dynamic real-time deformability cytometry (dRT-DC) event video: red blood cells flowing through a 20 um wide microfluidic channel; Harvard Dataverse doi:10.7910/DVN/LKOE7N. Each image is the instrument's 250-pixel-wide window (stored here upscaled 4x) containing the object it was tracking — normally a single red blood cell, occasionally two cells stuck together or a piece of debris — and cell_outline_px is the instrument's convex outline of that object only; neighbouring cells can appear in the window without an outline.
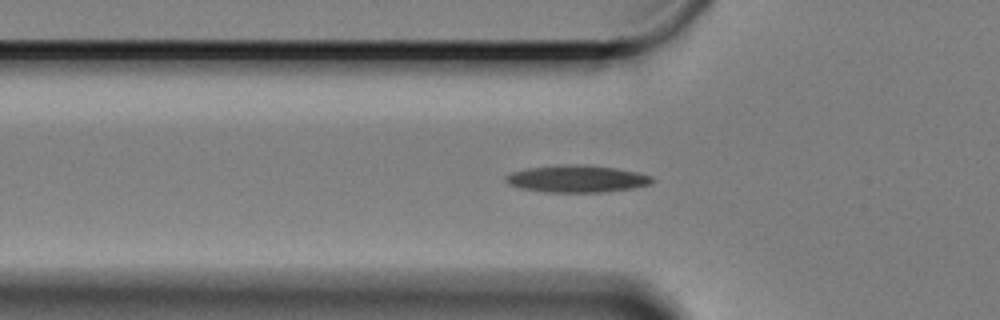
{"species": "Egyptian fruit bat (a non-hibernating species)", "species_latin": "Rousettus aegyptiacus", "temperature_condition": "cold", "stored_images_in_passage": 47, "segment_of_instrument_passage": [1, 2], "camera_frame_rate_fps": 3000, "um_per_image_px": 0.085, "animal": {"sex": "female"}, "frame": {"image": 1, "passage_image": 5, "time_ms": 1.333, "image_size_px": [1000, 320], "cell_outline_px": [[656, 180], [652, 184], [632, 188], [600, 192], [544, 192], [520, 188], [508, 184], [504, 180], [504, 176], [512, 172], [524, 168], [556, 164], [584, 164], [616, 168], [636, 172], [652, 176]], "centroid_in_image_um": [49.0, 15.18], "position_along_channel_um": 76.8, "area_um2": 23.52}}
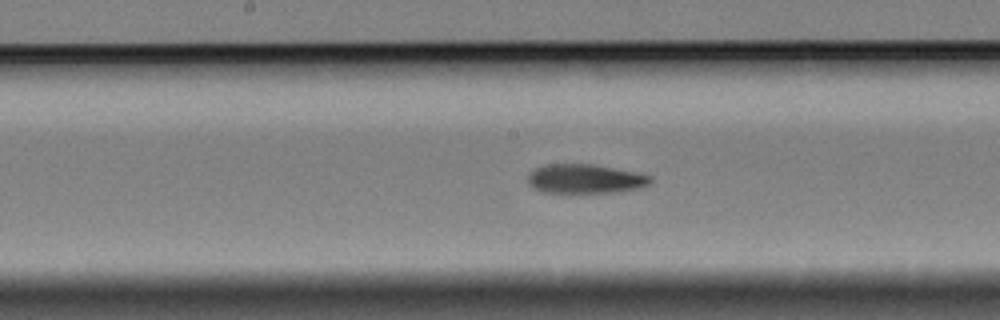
{"frame": {"image": 2, "passage_image": 16, "time_ms": 5.0, "image_size_px": [1000, 320], "cell_outline_px": [[652, 184], [640, 188], [620, 192], [568, 196], [564, 196], [544, 192], [532, 188], [528, 184], [528, 176], [536, 168], [544, 164], [592, 164], [640, 172], [652, 176]], "centroid_in_image_um": [49.76, 15.26], "position_along_channel_um": 198.4, "area_um2": 22.25}}
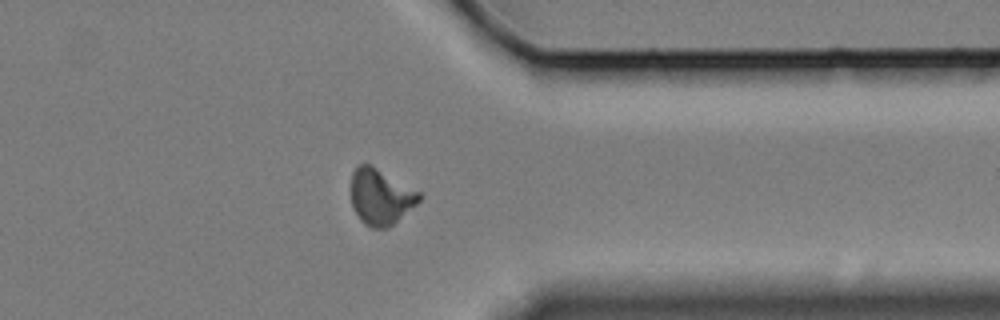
{"frame": {"image": 3, "passage_image": 33, "time_ms": 10.667, "image_size_px": [1000, 320], "cell_outline_px": [[424, 196], [416, 204], [388, 228], [372, 228], [364, 224], [360, 220], [352, 208], [352, 172], [360, 164], [368, 164], [420, 192]], "centroid_in_image_um": [32.34, 16.76], "position_along_channel_um": 379.1, "area_um2": 21.79}}